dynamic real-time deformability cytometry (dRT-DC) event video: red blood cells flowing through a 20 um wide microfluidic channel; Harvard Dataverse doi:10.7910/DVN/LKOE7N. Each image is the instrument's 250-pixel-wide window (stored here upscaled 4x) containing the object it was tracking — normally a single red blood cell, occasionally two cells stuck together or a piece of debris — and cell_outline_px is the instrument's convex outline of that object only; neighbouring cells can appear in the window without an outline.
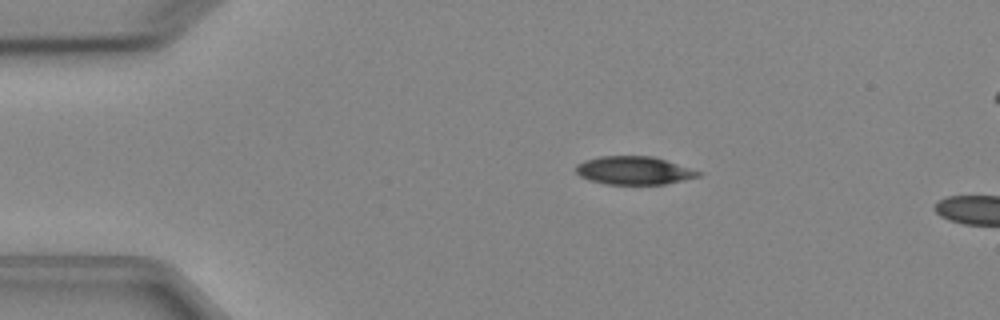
{"species": "Egyptian fruit bat (a non-hibernating species)", "species_latin": "Rousettus aegyptiacus", "temperature_condition": "cold", "stored_images_in_passage": 4, "camera_frame_rate_fps": 3000, "um_per_image_px": 0.085, "animal": {"sex": "female"}, "frame": {"image": 1, "passage_image": 2, "time_ms": 1.0, "image_size_px": [1000, 320], "cell_outline_px": [[700, 176], [684, 180], [664, 184], [608, 184], [588, 180], [580, 176], [576, 172], [576, 164], [584, 160], [600, 156], [652, 156], [700, 172]], "centroid_in_image_um": [53.82, 14.49], "position_along_channel_um": 31.2, "area_um2": 19.83}}